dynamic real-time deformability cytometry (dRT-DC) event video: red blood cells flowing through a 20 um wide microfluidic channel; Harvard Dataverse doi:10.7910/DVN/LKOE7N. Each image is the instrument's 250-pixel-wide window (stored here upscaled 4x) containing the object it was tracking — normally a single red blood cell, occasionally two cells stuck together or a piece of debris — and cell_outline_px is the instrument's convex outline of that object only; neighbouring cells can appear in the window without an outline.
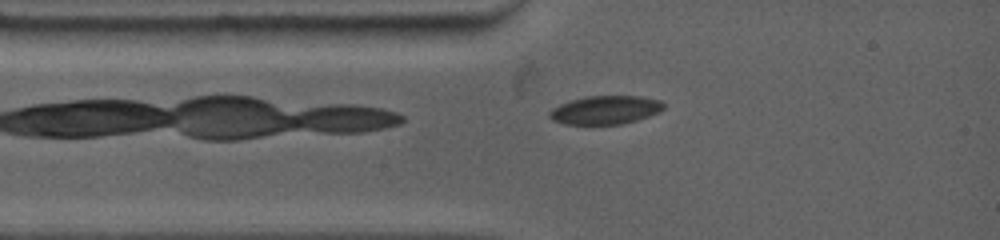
{"species": "common noctule bat (a hibernating species)", "species_latin": "Nyctalus noctula", "temperature_condition": "warm", "stored_images_in_passage": 3, "camera_frame_rate_fps": 4500, "um_per_image_px": 0.085, "animal": {"sex": "female", "body_mass_g": 19.0, "forearm_length_mm": 53.3}, "frame": {"image": 1, "passage_image": 1, "time_ms": 0.0, "image_size_px": [1000, 240], "cell_outline_px": [[664, 108], [660, 112], [636, 120], [620, 124], [564, 124], [552, 120], [548, 116], [548, 112], [552, 108], [560, 104], [572, 100], [588, 96], [640, 96], [660, 100], [664, 104]], "centroid_in_image_um": [51.44, 9.34], "position_along_channel_um": 33.6, "area_um2": 18.9}}
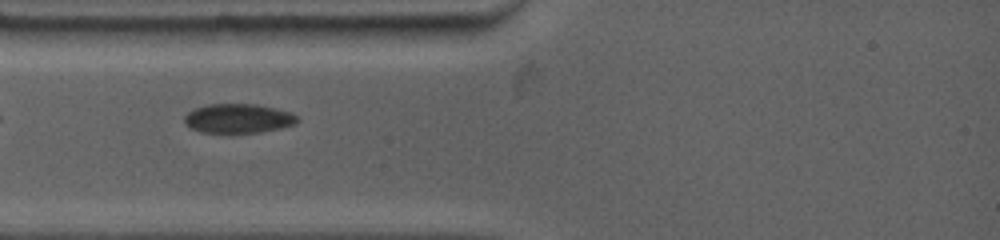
{"frame": {"image": 2, "passage_image": 2, "time_ms": 0.889, "image_size_px": [1000, 240], "cell_outline_px": [[300, 120], [296, 124], [280, 128], [260, 132], [200, 132], [192, 128], [184, 120], [184, 116], [188, 112], [196, 108], [208, 104], [256, 104], [276, 108], [292, 112]], "centroid_in_image_um": [20.3, 10.05], "position_along_channel_um": 64.7, "area_um2": 19.13}}
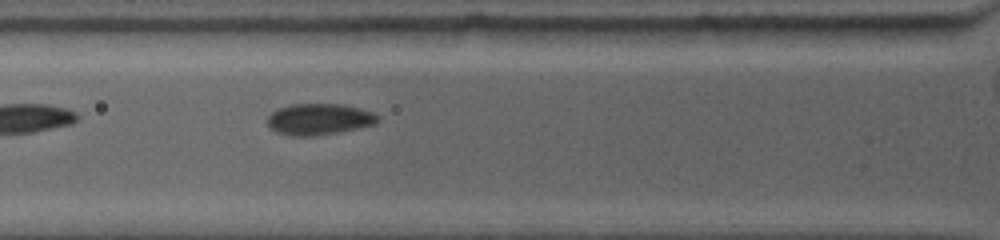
{"frame": {"image": 3, "passage_image": 3, "time_ms": 1.778, "image_size_px": [1000, 240], "cell_outline_px": [[380, 116], [376, 124], [336, 132], [312, 136], [292, 136], [276, 132], [268, 124], [268, 116], [272, 112], [280, 108], [292, 104], [344, 104], [360, 108], [372, 112]], "centroid_in_image_um": [27.14, 10.12], "position_along_channel_um": 98.7, "area_um2": 19.94}}